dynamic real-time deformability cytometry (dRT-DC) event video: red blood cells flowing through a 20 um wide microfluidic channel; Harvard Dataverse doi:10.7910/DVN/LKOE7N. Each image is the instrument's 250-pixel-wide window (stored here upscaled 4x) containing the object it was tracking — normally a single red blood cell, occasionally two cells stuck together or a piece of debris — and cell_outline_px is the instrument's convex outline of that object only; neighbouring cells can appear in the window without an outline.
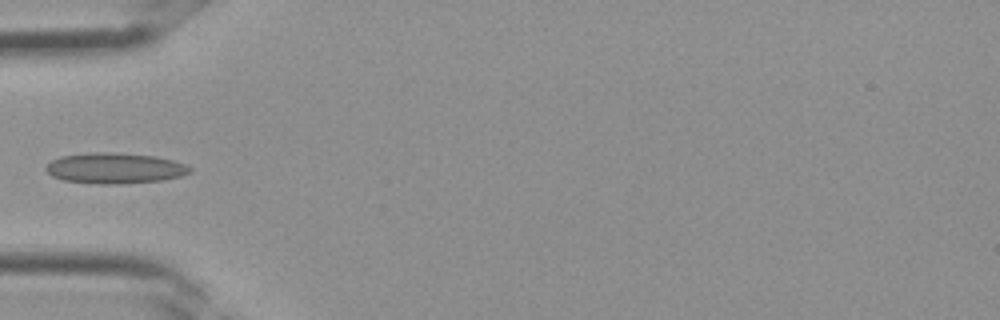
{"species": "Egyptian fruit bat (a non-hibernating species)", "species_latin": "Rousettus aegyptiacus", "temperature_condition": "room temperature", "stored_images_in_passage": 2, "camera_frame_rate_fps": 3000, "um_per_image_px": 0.085, "frame": {"image": 1, "passage_image": 2, "time_ms": 0.333, "image_size_px": [1000, 320], "cell_outline_px": [[192, 172], [180, 176], [164, 180], [120, 184], [100, 184], [64, 180], [52, 176], [44, 168], [52, 160], [60, 156], [92, 152], [116, 152], [156, 156], [172, 160], [184, 164], [192, 168]], "centroid_in_image_um": [9.77, 14.29], "position_along_channel_um": 75.2, "area_um2": 25.84}}